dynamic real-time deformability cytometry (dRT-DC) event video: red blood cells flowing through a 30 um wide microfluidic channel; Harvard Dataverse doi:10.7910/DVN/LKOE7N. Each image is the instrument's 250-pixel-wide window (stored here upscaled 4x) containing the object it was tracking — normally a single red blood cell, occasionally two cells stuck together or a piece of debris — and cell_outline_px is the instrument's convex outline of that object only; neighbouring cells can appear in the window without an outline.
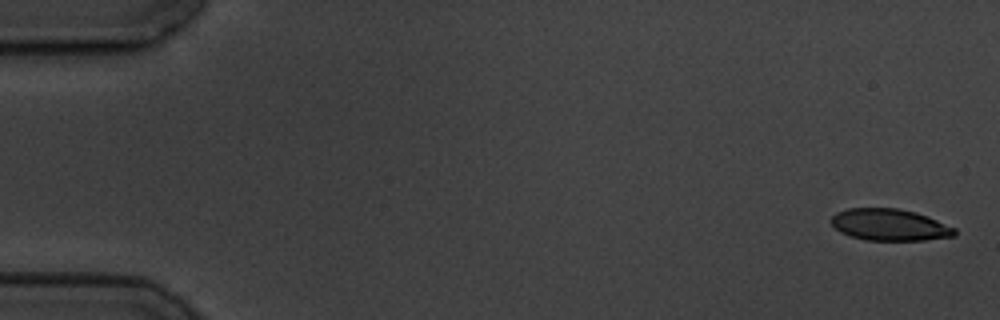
{"species": "common noctule bat (a hibernating species)", "species_latin": "Nyctalus noctula", "temperature_condition": "cold", "stored_images_in_passage": 15, "camera_frame_rate_fps": 3000, "um_per_image_px": 0.085, "animal": {"sex": "male", "body_mass_g": 19.5, "forearm_length_mm": 54.6}, "frame": {"image": 1, "passage_image": 1, "time_ms": 0.0, "image_size_px": [1000, 320], "cell_outline_px": [[956, 236], [924, 240], [864, 240], [840, 232], [832, 224], [832, 216], [836, 212], [848, 208], [896, 208], [916, 212], [928, 216], [956, 228]], "centroid_in_image_um": [75.65, 19.1], "position_along_channel_um": 9.4, "area_um2": 22.83}}
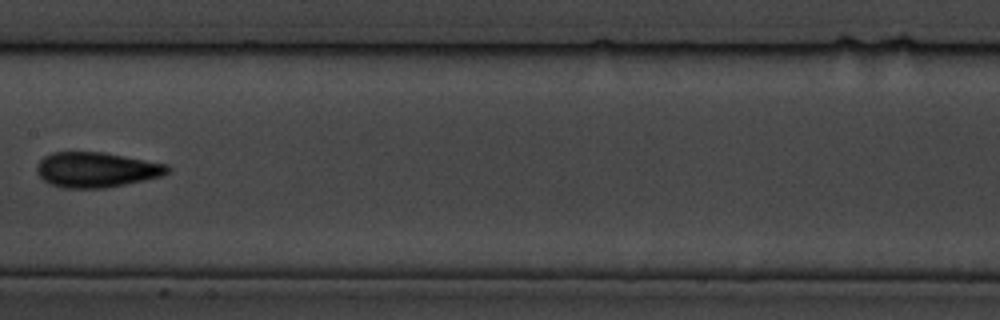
{"frame": {"image": 2, "passage_image": 8, "time_ms": 9.333, "image_size_px": [1000, 320], "cell_outline_px": [[172, 172], [160, 176], [144, 180], [104, 188], [64, 188], [52, 184], [44, 180], [36, 172], [36, 164], [44, 156], [52, 152], [104, 152], [168, 164], [172, 168]], "centroid_in_image_um": [8.21, 14.42], "position_along_channel_um": 199.2, "area_um2": 26.88}}
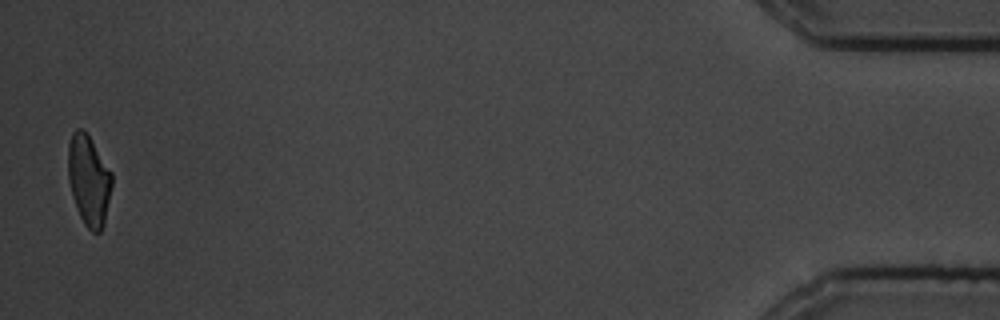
{"frame": {"image": 3, "passage_image": 15, "time_ms": 18.333, "image_size_px": [1000, 320], "cell_outline_px": [[112, 184], [104, 224], [100, 232], [92, 232], [84, 224], [76, 208], [72, 196], [68, 180], [68, 144], [72, 132], [76, 128], [80, 128], [88, 136], [112, 172]], "centroid_in_image_um": [7.53, 15.34], "position_along_channel_um": 427.7, "area_um2": 22.95}, "authors_computed_cell_mechanics": {"area_um2": 24.6228, "velocity_mm_per_s": 3.5145, "shape_relaxation_time_tau1_ms": 5.4646, "shape_relaxation_time_tau2_ms": 4.4282, "deformation_change_tau1": 0.1309, "deformation_change_tau2": 0.0772}}